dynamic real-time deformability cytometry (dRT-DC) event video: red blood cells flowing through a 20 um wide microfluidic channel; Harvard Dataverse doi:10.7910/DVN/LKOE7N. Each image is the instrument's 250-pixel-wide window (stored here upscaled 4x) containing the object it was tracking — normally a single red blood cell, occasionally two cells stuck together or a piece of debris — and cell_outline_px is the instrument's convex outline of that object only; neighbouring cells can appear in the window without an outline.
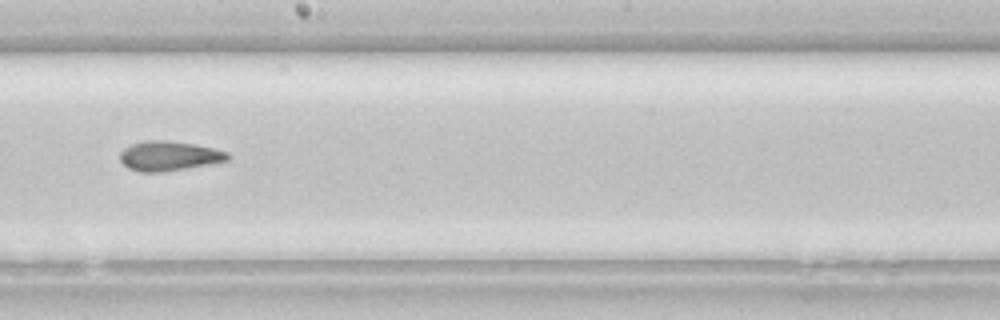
{"species": "common noctule bat (a hibernating species)", "species_latin": "Nyctalus noctula", "temperature_condition": "room temperature", "stored_images_in_passage": 41, "camera_frame_rate_fps": 3000, "um_per_image_px": 0.085, "animal": {"sex": "female", "body_mass_g": 22.7, "forearm_length_mm": 54.2}, "frame": {"image": 1, "passage_image": 24, "time_ms": 7.667, "image_size_px": [1000, 320], "cell_outline_px": [[228, 160], [208, 164], [184, 168], [156, 172], [140, 172], [128, 168], [120, 160], [120, 152], [124, 148], [132, 144], [144, 140], [164, 140], [192, 144], [212, 148], [228, 152]], "centroid_in_image_um": [14.31, 13.25], "position_along_channel_um": 233.9, "area_um2": 18.21}}